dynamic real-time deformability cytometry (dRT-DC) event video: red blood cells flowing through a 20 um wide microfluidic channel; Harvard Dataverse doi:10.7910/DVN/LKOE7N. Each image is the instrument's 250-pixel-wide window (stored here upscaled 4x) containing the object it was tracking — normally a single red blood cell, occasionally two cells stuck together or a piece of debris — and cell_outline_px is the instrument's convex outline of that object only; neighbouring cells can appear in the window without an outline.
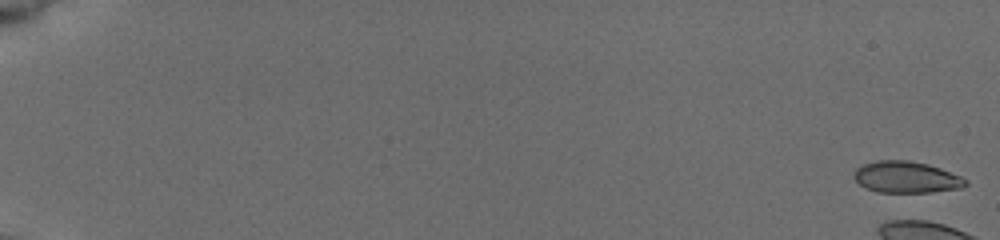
{"species": "common noctule bat (a hibernating species)", "species_latin": "Nyctalus noctula", "temperature_condition": "cold", "stored_images_in_passage": 6, "camera_frame_rate_fps": 3000, "um_per_image_px": 0.085, "animal": {"sex": "female", "body_mass_g": 19.5, "forearm_length_mm": 54.1}, "frame": {"image": 1, "passage_image": 1, "time_ms": 0.0, "image_size_px": [1000, 240], "cell_outline_px": [[968, 184], [964, 188], [932, 192], [876, 192], [860, 184], [856, 180], [856, 168], [864, 164], [880, 160], [908, 160], [928, 164], [940, 168], [960, 176], [968, 180]], "centroid_in_image_um": [77.1, 15.06], "position_along_channel_um": 7.9, "area_um2": 20.35}}